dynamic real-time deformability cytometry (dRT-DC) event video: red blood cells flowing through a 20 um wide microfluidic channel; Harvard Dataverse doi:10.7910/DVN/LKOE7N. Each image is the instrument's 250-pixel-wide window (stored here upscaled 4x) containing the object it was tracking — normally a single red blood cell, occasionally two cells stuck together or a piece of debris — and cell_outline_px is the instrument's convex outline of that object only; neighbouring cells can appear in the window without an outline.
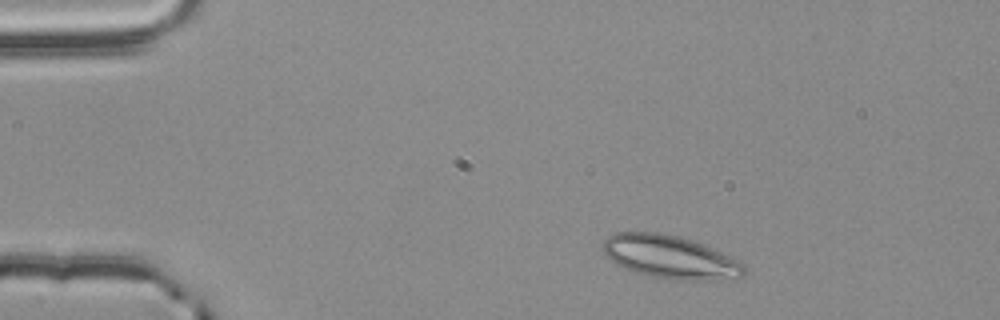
{"species": "common noctule bat (a hibernating species)", "species_latin": "Nyctalus noctula", "temperature_condition": "room temperature", "stored_images_in_passage": 3, "camera_frame_rate_fps": 3000, "um_per_image_px": 0.085, "animal": {"sex": "male", "body_mass_g": 20.4}, "frame": {"image": 1, "passage_image": 1, "time_ms": 0.0, "image_size_px": [1000, 320], "cell_outline_px": [[744, 276], [708, 280], [672, 280], [648, 276], [636, 272], [616, 264], [600, 248], [604, 240], [608, 236], [616, 232], [656, 232], [680, 236], [692, 240], [712, 248], [744, 264]], "centroid_in_image_um": [56.91, 21.84], "position_along_channel_um": 28.1, "area_um2": 35.26}}